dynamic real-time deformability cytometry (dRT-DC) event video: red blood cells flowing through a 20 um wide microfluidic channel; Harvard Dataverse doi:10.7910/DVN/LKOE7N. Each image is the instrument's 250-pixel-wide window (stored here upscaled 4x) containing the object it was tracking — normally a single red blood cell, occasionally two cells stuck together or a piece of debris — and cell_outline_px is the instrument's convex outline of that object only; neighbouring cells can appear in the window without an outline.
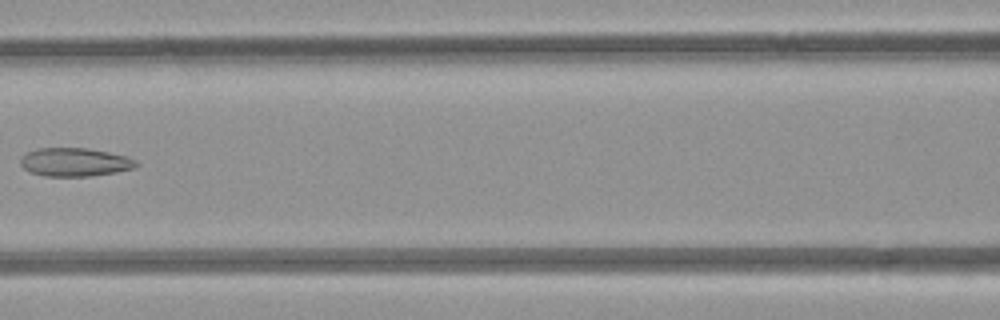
{"species": "common noctule bat (a hibernating species)", "species_latin": "Nyctalus noctula", "temperature_condition": "room temperature", "stored_images_in_passage": 5, "camera_frame_rate_fps": 3000, "um_per_image_px": 0.085, "animal": {"sex": "female", "body_mass_g": 21.9}, "frame": {"image": 1, "passage_image": 5, "time_ms": 5.333, "image_size_px": [1000, 320], "cell_outline_px": [[140, 164], [132, 168], [116, 172], [88, 176], [44, 176], [32, 172], [24, 168], [20, 164], [20, 156], [36, 148], [88, 148], [128, 156], [136, 160]], "centroid_in_image_um": [6.36, 13.77], "position_along_channel_um": 160.2, "area_um2": 19.19}}